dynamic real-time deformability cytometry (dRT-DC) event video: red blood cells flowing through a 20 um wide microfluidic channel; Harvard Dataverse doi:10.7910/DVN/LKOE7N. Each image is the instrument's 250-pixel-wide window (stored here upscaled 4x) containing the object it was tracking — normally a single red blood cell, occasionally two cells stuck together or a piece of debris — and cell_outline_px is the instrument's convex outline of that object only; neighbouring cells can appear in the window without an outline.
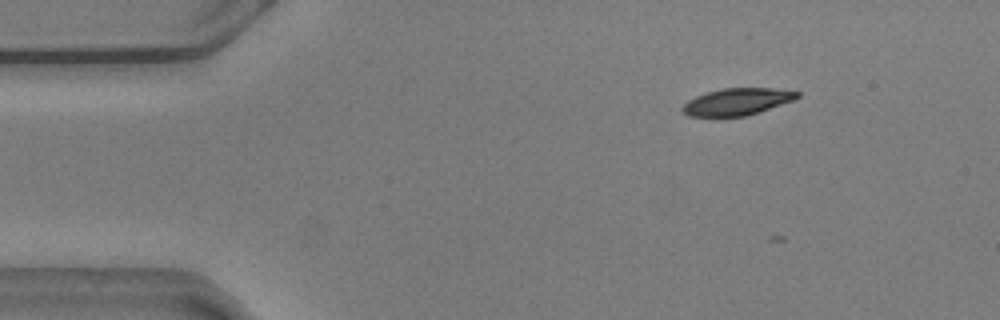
{"species": "common noctule bat (a hibernating species)", "species_latin": "Nyctalus noctula", "temperature_condition": "warm", "stored_images_in_passage": 9, "camera_frame_rate_fps": 3000, "um_per_image_px": 0.085, "animal": {"sex": "male", "body_mass_g": 20.5, "forearm_length_mm": 52.5}, "frame": {"image": 1, "passage_image": 2, "time_ms": 0.333, "image_size_px": [1000, 320], "cell_outline_px": [[800, 96], [792, 100], [744, 116], [688, 116], [680, 108], [688, 100], [696, 96], [708, 92], [724, 88], [772, 88], [800, 92]], "centroid_in_image_um": [62.61, 8.63], "position_along_channel_um": 22.4, "area_um2": 17.57}}